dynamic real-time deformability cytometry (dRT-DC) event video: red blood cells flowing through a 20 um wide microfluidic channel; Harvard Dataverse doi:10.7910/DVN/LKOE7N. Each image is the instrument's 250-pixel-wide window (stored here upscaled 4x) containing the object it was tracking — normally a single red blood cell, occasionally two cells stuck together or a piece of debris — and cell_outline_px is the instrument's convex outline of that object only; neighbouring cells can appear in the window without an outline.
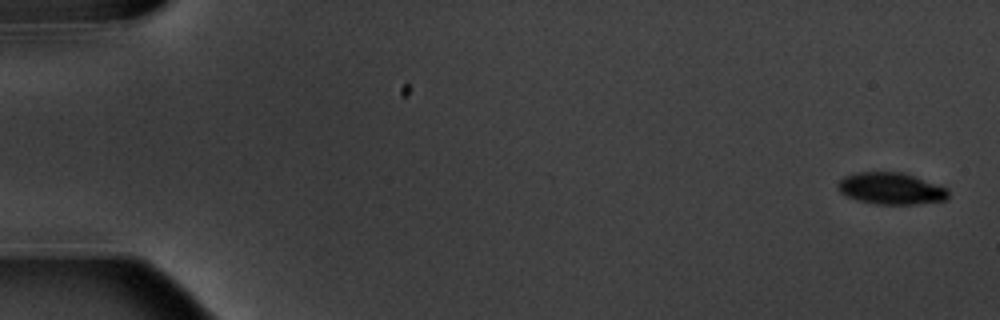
{"species": "common noctule bat (a hibernating species)", "species_latin": "Nyctalus noctula", "temperature_condition": "warm", "stored_images_in_passage": 7, "camera_frame_rate_fps": 3000, "um_per_image_px": 0.085, "animal": {"sex": "male", "body_mass_g": 20.1, "forearm_length_mm": 53.5}, "frame": {"image": 1, "passage_image": 1, "time_ms": 0.0, "image_size_px": [1000, 320], "cell_outline_px": [[948, 200], [916, 204], [876, 204], [860, 200], [848, 196], [840, 192], [836, 184], [844, 176], [856, 172], [900, 172], [948, 188]], "centroid_in_image_um": [75.73, 16.03], "position_along_channel_um": 9.3, "area_um2": 20.23}}
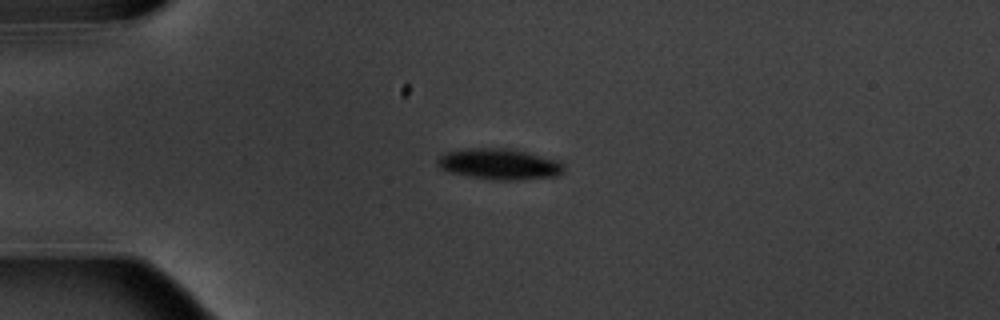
{"frame": {"image": 2, "passage_image": 5, "time_ms": 4.333, "image_size_px": [1000, 320], "cell_outline_px": [[564, 172], [560, 176], [512, 180], [492, 180], [468, 176], [452, 172], [440, 168], [436, 164], [436, 160], [444, 152], [464, 148], [516, 148], [560, 160], [564, 164]], "centroid_in_image_um": [42.49, 13.93], "position_along_channel_um": 42.5, "area_um2": 23.35}}